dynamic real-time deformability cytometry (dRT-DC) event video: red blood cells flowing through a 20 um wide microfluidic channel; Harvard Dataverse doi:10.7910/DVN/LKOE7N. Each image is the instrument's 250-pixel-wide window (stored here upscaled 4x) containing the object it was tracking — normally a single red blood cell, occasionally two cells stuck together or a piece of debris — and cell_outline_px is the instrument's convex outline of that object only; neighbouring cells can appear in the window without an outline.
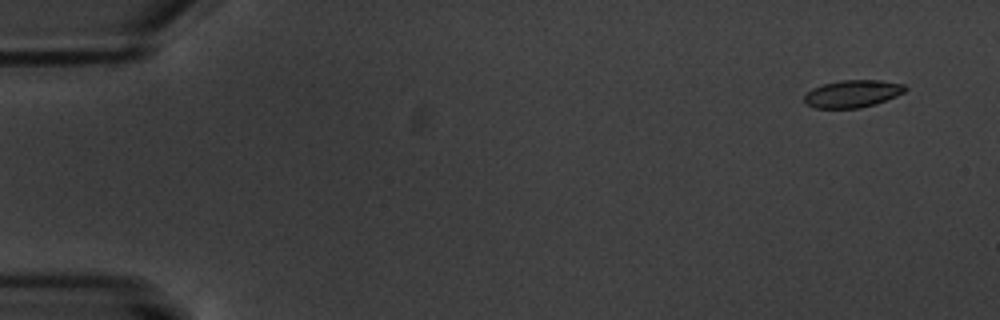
{"species": "common noctule bat (a hibernating species)", "species_latin": "Nyctalus noctula", "temperature_condition": "warm", "stored_images_in_passage": 6, "segment_of_instrument_passage": [2, 2], "camera_frame_rate_fps": 3000, "um_per_image_px": 0.085, "animal": {"sex": "male", "body_mass_g": 20.1, "forearm_length_mm": 53.5}, "frame": {"image": 1, "passage_image": 6, "time_ms": 7.0, "image_size_px": [1000, 320], "cell_outline_px": [[908, 88], [904, 92], [896, 96], [876, 104], [860, 108], [816, 108], [804, 104], [804, 96], [812, 88], [824, 84], [840, 80], [880, 80], [904, 84]], "centroid_in_image_um": [72.46, 7.97], "position_along_channel_um": 12.5, "area_um2": 16.18}}